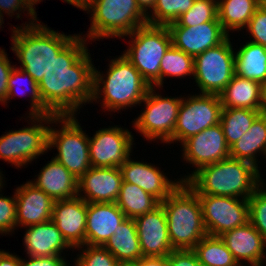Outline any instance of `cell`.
Returning a JSON list of instances; mask_svg holds the SVG:
<instances>
[{
    "label": "cell",
    "instance_id": "obj_37",
    "mask_svg": "<svg viewBox=\"0 0 266 266\" xmlns=\"http://www.w3.org/2000/svg\"><path fill=\"white\" fill-rule=\"evenodd\" d=\"M219 21L218 0H195L192 7L175 21L179 26H196Z\"/></svg>",
    "mask_w": 266,
    "mask_h": 266
},
{
    "label": "cell",
    "instance_id": "obj_42",
    "mask_svg": "<svg viewBox=\"0 0 266 266\" xmlns=\"http://www.w3.org/2000/svg\"><path fill=\"white\" fill-rule=\"evenodd\" d=\"M246 32L252 37L250 42L266 47V14L258 8L250 19Z\"/></svg>",
    "mask_w": 266,
    "mask_h": 266
},
{
    "label": "cell",
    "instance_id": "obj_35",
    "mask_svg": "<svg viewBox=\"0 0 266 266\" xmlns=\"http://www.w3.org/2000/svg\"><path fill=\"white\" fill-rule=\"evenodd\" d=\"M194 58L182 50L175 48L173 45L164 54L160 63V88L162 89L164 79L193 77Z\"/></svg>",
    "mask_w": 266,
    "mask_h": 266
},
{
    "label": "cell",
    "instance_id": "obj_31",
    "mask_svg": "<svg viewBox=\"0 0 266 266\" xmlns=\"http://www.w3.org/2000/svg\"><path fill=\"white\" fill-rule=\"evenodd\" d=\"M258 8L259 0H218V19L229 35L244 30Z\"/></svg>",
    "mask_w": 266,
    "mask_h": 266
},
{
    "label": "cell",
    "instance_id": "obj_24",
    "mask_svg": "<svg viewBox=\"0 0 266 266\" xmlns=\"http://www.w3.org/2000/svg\"><path fill=\"white\" fill-rule=\"evenodd\" d=\"M25 228L23 245L26 249V256H61L69 249H73L51 220Z\"/></svg>",
    "mask_w": 266,
    "mask_h": 266
},
{
    "label": "cell",
    "instance_id": "obj_43",
    "mask_svg": "<svg viewBox=\"0 0 266 266\" xmlns=\"http://www.w3.org/2000/svg\"><path fill=\"white\" fill-rule=\"evenodd\" d=\"M167 266H202L195 252L188 250H173L167 256Z\"/></svg>",
    "mask_w": 266,
    "mask_h": 266
},
{
    "label": "cell",
    "instance_id": "obj_54",
    "mask_svg": "<svg viewBox=\"0 0 266 266\" xmlns=\"http://www.w3.org/2000/svg\"><path fill=\"white\" fill-rule=\"evenodd\" d=\"M4 16L0 13V29L2 28L1 26H3L2 24H4Z\"/></svg>",
    "mask_w": 266,
    "mask_h": 266
},
{
    "label": "cell",
    "instance_id": "obj_33",
    "mask_svg": "<svg viewBox=\"0 0 266 266\" xmlns=\"http://www.w3.org/2000/svg\"><path fill=\"white\" fill-rule=\"evenodd\" d=\"M260 114L261 111L249 108H222L219 124L229 148L250 129Z\"/></svg>",
    "mask_w": 266,
    "mask_h": 266
},
{
    "label": "cell",
    "instance_id": "obj_10",
    "mask_svg": "<svg viewBox=\"0 0 266 266\" xmlns=\"http://www.w3.org/2000/svg\"><path fill=\"white\" fill-rule=\"evenodd\" d=\"M156 87H151L144 100L140 103L145 106L141 114L132 121V127L141 134L144 139L150 141L160 140L167 143L173 136L174 127L181 106V97H164Z\"/></svg>",
    "mask_w": 266,
    "mask_h": 266
},
{
    "label": "cell",
    "instance_id": "obj_51",
    "mask_svg": "<svg viewBox=\"0 0 266 266\" xmlns=\"http://www.w3.org/2000/svg\"><path fill=\"white\" fill-rule=\"evenodd\" d=\"M25 1V4L27 5V7L29 8V10L35 15L37 16V13H36V8L35 6L41 1L43 0H24Z\"/></svg>",
    "mask_w": 266,
    "mask_h": 266
},
{
    "label": "cell",
    "instance_id": "obj_46",
    "mask_svg": "<svg viewBox=\"0 0 266 266\" xmlns=\"http://www.w3.org/2000/svg\"><path fill=\"white\" fill-rule=\"evenodd\" d=\"M137 266H167V257H141L137 262Z\"/></svg>",
    "mask_w": 266,
    "mask_h": 266
},
{
    "label": "cell",
    "instance_id": "obj_25",
    "mask_svg": "<svg viewBox=\"0 0 266 266\" xmlns=\"http://www.w3.org/2000/svg\"><path fill=\"white\" fill-rule=\"evenodd\" d=\"M35 177L34 181L29 180V182L44 191L54 201L78 196V179L54 157Z\"/></svg>",
    "mask_w": 266,
    "mask_h": 266
},
{
    "label": "cell",
    "instance_id": "obj_28",
    "mask_svg": "<svg viewBox=\"0 0 266 266\" xmlns=\"http://www.w3.org/2000/svg\"><path fill=\"white\" fill-rule=\"evenodd\" d=\"M103 245L119 263H135L142 256L134 219L126 218Z\"/></svg>",
    "mask_w": 266,
    "mask_h": 266
},
{
    "label": "cell",
    "instance_id": "obj_12",
    "mask_svg": "<svg viewBox=\"0 0 266 266\" xmlns=\"http://www.w3.org/2000/svg\"><path fill=\"white\" fill-rule=\"evenodd\" d=\"M222 104L219 95L183 96L172 138L166 144L180 143L220 122Z\"/></svg>",
    "mask_w": 266,
    "mask_h": 266
},
{
    "label": "cell",
    "instance_id": "obj_14",
    "mask_svg": "<svg viewBox=\"0 0 266 266\" xmlns=\"http://www.w3.org/2000/svg\"><path fill=\"white\" fill-rule=\"evenodd\" d=\"M132 132L119 125L100 128L89 137L91 167H120L133 152Z\"/></svg>",
    "mask_w": 266,
    "mask_h": 266
},
{
    "label": "cell",
    "instance_id": "obj_15",
    "mask_svg": "<svg viewBox=\"0 0 266 266\" xmlns=\"http://www.w3.org/2000/svg\"><path fill=\"white\" fill-rule=\"evenodd\" d=\"M182 159L195 168L180 180L185 182L199 168L230 157L223 130L220 124L206 128L186 139L182 144Z\"/></svg>",
    "mask_w": 266,
    "mask_h": 266
},
{
    "label": "cell",
    "instance_id": "obj_41",
    "mask_svg": "<svg viewBox=\"0 0 266 266\" xmlns=\"http://www.w3.org/2000/svg\"><path fill=\"white\" fill-rule=\"evenodd\" d=\"M0 13L2 15L6 14L9 17L16 15L15 19H19L22 13H25L26 16L28 15L30 17L29 22L22 23L20 26H30L39 21L37 16L29 10L24 0H0Z\"/></svg>",
    "mask_w": 266,
    "mask_h": 266
},
{
    "label": "cell",
    "instance_id": "obj_5",
    "mask_svg": "<svg viewBox=\"0 0 266 266\" xmlns=\"http://www.w3.org/2000/svg\"><path fill=\"white\" fill-rule=\"evenodd\" d=\"M165 211L171 245L174 250L193 249L207 235L202 206L197 193L182 182L160 203Z\"/></svg>",
    "mask_w": 266,
    "mask_h": 266
},
{
    "label": "cell",
    "instance_id": "obj_52",
    "mask_svg": "<svg viewBox=\"0 0 266 266\" xmlns=\"http://www.w3.org/2000/svg\"><path fill=\"white\" fill-rule=\"evenodd\" d=\"M259 8L266 14V0H259Z\"/></svg>",
    "mask_w": 266,
    "mask_h": 266
},
{
    "label": "cell",
    "instance_id": "obj_21",
    "mask_svg": "<svg viewBox=\"0 0 266 266\" xmlns=\"http://www.w3.org/2000/svg\"><path fill=\"white\" fill-rule=\"evenodd\" d=\"M220 238L240 266L262 265L266 254V240L249 221L223 233Z\"/></svg>",
    "mask_w": 266,
    "mask_h": 266
},
{
    "label": "cell",
    "instance_id": "obj_11",
    "mask_svg": "<svg viewBox=\"0 0 266 266\" xmlns=\"http://www.w3.org/2000/svg\"><path fill=\"white\" fill-rule=\"evenodd\" d=\"M194 58L193 78L200 94L219 95L235 75V52L229 38Z\"/></svg>",
    "mask_w": 266,
    "mask_h": 266
},
{
    "label": "cell",
    "instance_id": "obj_55",
    "mask_svg": "<svg viewBox=\"0 0 266 266\" xmlns=\"http://www.w3.org/2000/svg\"><path fill=\"white\" fill-rule=\"evenodd\" d=\"M120 266H137L135 263H122Z\"/></svg>",
    "mask_w": 266,
    "mask_h": 266
},
{
    "label": "cell",
    "instance_id": "obj_4",
    "mask_svg": "<svg viewBox=\"0 0 266 266\" xmlns=\"http://www.w3.org/2000/svg\"><path fill=\"white\" fill-rule=\"evenodd\" d=\"M38 21L30 26L11 28V50L21 66L37 83L49 70L51 62L78 35L52 30Z\"/></svg>",
    "mask_w": 266,
    "mask_h": 266
},
{
    "label": "cell",
    "instance_id": "obj_56",
    "mask_svg": "<svg viewBox=\"0 0 266 266\" xmlns=\"http://www.w3.org/2000/svg\"><path fill=\"white\" fill-rule=\"evenodd\" d=\"M265 263V264H264ZM266 266V254H265V256H264V259H263V262H262V265L261 266Z\"/></svg>",
    "mask_w": 266,
    "mask_h": 266
},
{
    "label": "cell",
    "instance_id": "obj_16",
    "mask_svg": "<svg viewBox=\"0 0 266 266\" xmlns=\"http://www.w3.org/2000/svg\"><path fill=\"white\" fill-rule=\"evenodd\" d=\"M168 29L172 45L195 58L209 48L222 43L229 35L223 30L220 21H210L192 26H179L170 23Z\"/></svg>",
    "mask_w": 266,
    "mask_h": 266
},
{
    "label": "cell",
    "instance_id": "obj_39",
    "mask_svg": "<svg viewBox=\"0 0 266 266\" xmlns=\"http://www.w3.org/2000/svg\"><path fill=\"white\" fill-rule=\"evenodd\" d=\"M249 222L266 240V183H262L248 199Z\"/></svg>",
    "mask_w": 266,
    "mask_h": 266
},
{
    "label": "cell",
    "instance_id": "obj_27",
    "mask_svg": "<svg viewBox=\"0 0 266 266\" xmlns=\"http://www.w3.org/2000/svg\"><path fill=\"white\" fill-rule=\"evenodd\" d=\"M261 84L234 75L219 94L222 108H249L260 111Z\"/></svg>",
    "mask_w": 266,
    "mask_h": 266
},
{
    "label": "cell",
    "instance_id": "obj_45",
    "mask_svg": "<svg viewBox=\"0 0 266 266\" xmlns=\"http://www.w3.org/2000/svg\"><path fill=\"white\" fill-rule=\"evenodd\" d=\"M64 256H49V257H32L27 256L25 260L20 258V266H69L70 262L66 261Z\"/></svg>",
    "mask_w": 266,
    "mask_h": 266
},
{
    "label": "cell",
    "instance_id": "obj_19",
    "mask_svg": "<svg viewBox=\"0 0 266 266\" xmlns=\"http://www.w3.org/2000/svg\"><path fill=\"white\" fill-rule=\"evenodd\" d=\"M140 249L144 257H167L174 249L169 238L167 220L160 204L153 211L134 218Z\"/></svg>",
    "mask_w": 266,
    "mask_h": 266
},
{
    "label": "cell",
    "instance_id": "obj_34",
    "mask_svg": "<svg viewBox=\"0 0 266 266\" xmlns=\"http://www.w3.org/2000/svg\"><path fill=\"white\" fill-rule=\"evenodd\" d=\"M192 250L202 266H240L220 236L206 235Z\"/></svg>",
    "mask_w": 266,
    "mask_h": 266
},
{
    "label": "cell",
    "instance_id": "obj_29",
    "mask_svg": "<svg viewBox=\"0 0 266 266\" xmlns=\"http://www.w3.org/2000/svg\"><path fill=\"white\" fill-rule=\"evenodd\" d=\"M235 74L260 84L266 82V47L250 42L235 51Z\"/></svg>",
    "mask_w": 266,
    "mask_h": 266
},
{
    "label": "cell",
    "instance_id": "obj_22",
    "mask_svg": "<svg viewBox=\"0 0 266 266\" xmlns=\"http://www.w3.org/2000/svg\"><path fill=\"white\" fill-rule=\"evenodd\" d=\"M16 227L37 225L51 220L54 200L27 181L15 188Z\"/></svg>",
    "mask_w": 266,
    "mask_h": 266
},
{
    "label": "cell",
    "instance_id": "obj_2",
    "mask_svg": "<svg viewBox=\"0 0 266 266\" xmlns=\"http://www.w3.org/2000/svg\"><path fill=\"white\" fill-rule=\"evenodd\" d=\"M262 175L252 163L229 157L199 168L185 182L197 195L248 200L264 182Z\"/></svg>",
    "mask_w": 266,
    "mask_h": 266
},
{
    "label": "cell",
    "instance_id": "obj_26",
    "mask_svg": "<svg viewBox=\"0 0 266 266\" xmlns=\"http://www.w3.org/2000/svg\"><path fill=\"white\" fill-rule=\"evenodd\" d=\"M259 155L266 159V115L264 114H260L250 129L230 147L231 158L250 162L261 169L258 166Z\"/></svg>",
    "mask_w": 266,
    "mask_h": 266
},
{
    "label": "cell",
    "instance_id": "obj_47",
    "mask_svg": "<svg viewBox=\"0 0 266 266\" xmlns=\"http://www.w3.org/2000/svg\"><path fill=\"white\" fill-rule=\"evenodd\" d=\"M0 266H20V257L5 251L0 257Z\"/></svg>",
    "mask_w": 266,
    "mask_h": 266
},
{
    "label": "cell",
    "instance_id": "obj_57",
    "mask_svg": "<svg viewBox=\"0 0 266 266\" xmlns=\"http://www.w3.org/2000/svg\"><path fill=\"white\" fill-rule=\"evenodd\" d=\"M4 252H5L4 250H1V249H0V257H1V255H2Z\"/></svg>",
    "mask_w": 266,
    "mask_h": 266
},
{
    "label": "cell",
    "instance_id": "obj_40",
    "mask_svg": "<svg viewBox=\"0 0 266 266\" xmlns=\"http://www.w3.org/2000/svg\"><path fill=\"white\" fill-rule=\"evenodd\" d=\"M0 188V235H12L16 230V200L15 192L12 196L2 195ZM13 232V233H12Z\"/></svg>",
    "mask_w": 266,
    "mask_h": 266
},
{
    "label": "cell",
    "instance_id": "obj_49",
    "mask_svg": "<svg viewBox=\"0 0 266 266\" xmlns=\"http://www.w3.org/2000/svg\"><path fill=\"white\" fill-rule=\"evenodd\" d=\"M140 10L147 16L154 8L156 0H135Z\"/></svg>",
    "mask_w": 266,
    "mask_h": 266
},
{
    "label": "cell",
    "instance_id": "obj_7",
    "mask_svg": "<svg viewBox=\"0 0 266 266\" xmlns=\"http://www.w3.org/2000/svg\"><path fill=\"white\" fill-rule=\"evenodd\" d=\"M90 17L87 40L119 38L147 24V16L135 0H96L86 11ZM91 13V14H90Z\"/></svg>",
    "mask_w": 266,
    "mask_h": 266
},
{
    "label": "cell",
    "instance_id": "obj_8",
    "mask_svg": "<svg viewBox=\"0 0 266 266\" xmlns=\"http://www.w3.org/2000/svg\"><path fill=\"white\" fill-rule=\"evenodd\" d=\"M51 124L49 150L56 148L58 153L54 158L79 179L91 167L89 135L80 126L76 115L55 116Z\"/></svg>",
    "mask_w": 266,
    "mask_h": 266
},
{
    "label": "cell",
    "instance_id": "obj_30",
    "mask_svg": "<svg viewBox=\"0 0 266 266\" xmlns=\"http://www.w3.org/2000/svg\"><path fill=\"white\" fill-rule=\"evenodd\" d=\"M25 94L27 96L29 95L28 96L30 98L29 102L31 103L29 108V113H27L29 116H42L46 114L54 115L44 105L39 93L38 83L27 72L15 66L8 78V95L6 100L2 103V105L7 106V103H10L9 101H11L12 98L14 99L16 96L21 97Z\"/></svg>",
    "mask_w": 266,
    "mask_h": 266
},
{
    "label": "cell",
    "instance_id": "obj_3",
    "mask_svg": "<svg viewBox=\"0 0 266 266\" xmlns=\"http://www.w3.org/2000/svg\"><path fill=\"white\" fill-rule=\"evenodd\" d=\"M106 72L94 66L92 103L101 104L103 112H118L140 106L151 86L123 54L109 61ZM94 101V102H93Z\"/></svg>",
    "mask_w": 266,
    "mask_h": 266
},
{
    "label": "cell",
    "instance_id": "obj_36",
    "mask_svg": "<svg viewBox=\"0 0 266 266\" xmlns=\"http://www.w3.org/2000/svg\"><path fill=\"white\" fill-rule=\"evenodd\" d=\"M195 0H156L153 10L147 15V23L168 26L186 13Z\"/></svg>",
    "mask_w": 266,
    "mask_h": 266
},
{
    "label": "cell",
    "instance_id": "obj_44",
    "mask_svg": "<svg viewBox=\"0 0 266 266\" xmlns=\"http://www.w3.org/2000/svg\"><path fill=\"white\" fill-rule=\"evenodd\" d=\"M8 55L4 49L0 48V103L2 104L8 95V78L11 71L16 66L11 65Z\"/></svg>",
    "mask_w": 266,
    "mask_h": 266
},
{
    "label": "cell",
    "instance_id": "obj_17",
    "mask_svg": "<svg viewBox=\"0 0 266 266\" xmlns=\"http://www.w3.org/2000/svg\"><path fill=\"white\" fill-rule=\"evenodd\" d=\"M131 156L132 154L120 166L123 181L137 185L160 202L182 183L180 178L169 179L155 164L144 162V160H133Z\"/></svg>",
    "mask_w": 266,
    "mask_h": 266
},
{
    "label": "cell",
    "instance_id": "obj_20",
    "mask_svg": "<svg viewBox=\"0 0 266 266\" xmlns=\"http://www.w3.org/2000/svg\"><path fill=\"white\" fill-rule=\"evenodd\" d=\"M122 182L120 167H90L78 179V196L87 203L116 202Z\"/></svg>",
    "mask_w": 266,
    "mask_h": 266
},
{
    "label": "cell",
    "instance_id": "obj_13",
    "mask_svg": "<svg viewBox=\"0 0 266 266\" xmlns=\"http://www.w3.org/2000/svg\"><path fill=\"white\" fill-rule=\"evenodd\" d=\"M207 235L220 236L249 221L247 199L215 195H198Z\"/></svg>",
    "mask_w": 266,
    "mask_h": 266
},
{
    "label": "cell",
    "instance_id": "obj_1",
    "mask_svg": "<svg viewBox=\"0 0 266 266\" xmlns=\"http://www.w3.org/2000/svg\"><path fill=\"white\" fill-rule=\"evenodd\" d=\"M81 35L53 59L38 83L44 105L56 116L78 115L80 108L92 103L95 65L87 47L91 41Z\"/></svg>",
    "mask_w": 266,
    "mask_h": 266
},
{
    "label": "cell",
    "instance_id": "obj_53",
    "mask_svg": "<svg viewBox=\"0 0 266 266\" xmlns=\"http://www.w3.org/2000/svg\"><path fill=\"white\" fill-rule=\"evenodd\" d=\"M5 177H4V175L2 174V172H1V170H0V188L1 187H5L4 185H6L5 183H6V181L5 180H3ZM5 182V183H4Z\"/></svg>",
    "mask_w": 266,
    "mask_h": 266
},
{
    "label": "cell",
    "instance_id": "obj_48",
    "mask_svg": "<svg viewBox=\"0 0 266 266\" xmlns=\"http://www.w3.org/2000/svg\"><path fill=\"white\" fill-rule=\"evenodd\" d=\"M70 5H73L77 9L87 11L96 0H62Z\"/></svg>",
    "mask_w": 266,
    "mask_h": 266
},
{
    "label": "cell",
    "instance_id": "obj_23",
    "mask_svg": "<svg viewBox=\"0 0 266 266\" xmlns=\"http://www.w3.org/2000/svg\"><path fill=\"white\" fill-rule=\"evenodd\" d=\"M126 218L116 202L88 203L86 245L103 246Z\"/></svg>",
    "mask_w": 266,
    "mask_h": 266
},
{
    "label": "cell",
    "instance_id": "obj_9",
    "mask_svg": "<svg viewBox=\"0 0 266 266\" xmlns=\"http://www.w3.org/2000/svg\"><path fill=\"white\" fill-rule=\"evenodd\" d=\"M56 115L26 116L31 125L9 130L0 136V159L23 168L48 153L49 128ZM47 125V126H46Z\"/></svg>",
    "mask_w": 266,
    "mask_h": 266
},
{
    "label": "cell",
    "instance_id": "obj_38",
    "mask_svg": "<svg viewBox=\"0 0 266 266\" xmlns=\"http://www.w3.org/2000/svg\"><path fill=\"white\" fill-rule=\"evenodd\" d=\"M79 251L72 266H120L121 263L103 246L83 245L75 248ZM82 250V251H80Z\"/></svg>",
    "mask_w": 266,
    "mask_h": 266
},
{
    "label": "cell",
    "instance_id": "obj_50",
    "mask_svg": "<svg viewBox=\"0 0 266 266\" xmlns=\"http://www.w3.org/2000/svg\"><path fill=\"white\" fill-rule=\"evenodd\" d=\"M260 111L266 115V82L261 84Z\"/></svg>",
    "mask_w": 266,
    "mask_h": 266
},
{
    "label": "cell",
    "instance_id": "obj_32",
    "mask_svg": "<svg viewBox=\"0 0 266 266\" xmlns=\"http://www.w3.org/2000/svg\"><path fill=\"white\" fill-rule=\"evenodd\" d=\"M160 201L137 185L122 182L116 204L127 218L134 219L153 211Z\"/></svg>",
    "mask_w": 266,
    "mask_h": 266
},
{
    "label": "cell",
    "instance_id": "obj_6",
    "mask_svg": "<svg viewBox=\"0 0 266 266\" xmlns=\"http://www.w3.org/2000/svg\"><path fill=\"white\" fill-rule=\"evenodd\" d=\"M129 38L123 55L141 73L151 87L160 90V63L164 54L172 46L168 26L145 24L135 29Z\"/></svg>",
    "mask_w": 266,
    "mask_h": 266
},
{
    "label": "cell",
    "instance_id": "obj_18",
    "mask_svg": "<svg viewBox=\"0 0 266 266\" xmlns=\"http://www.w3.org/2000/svg\"><path fill=\"white\" fill-rule=\"evenodd\" d=\"M87 209L88 203L79 196L54 201L51 221L73 251L86 245Z\"/></svg>",
    "mask_w": 266,
    "mask_h": 266
}]
</instances>
